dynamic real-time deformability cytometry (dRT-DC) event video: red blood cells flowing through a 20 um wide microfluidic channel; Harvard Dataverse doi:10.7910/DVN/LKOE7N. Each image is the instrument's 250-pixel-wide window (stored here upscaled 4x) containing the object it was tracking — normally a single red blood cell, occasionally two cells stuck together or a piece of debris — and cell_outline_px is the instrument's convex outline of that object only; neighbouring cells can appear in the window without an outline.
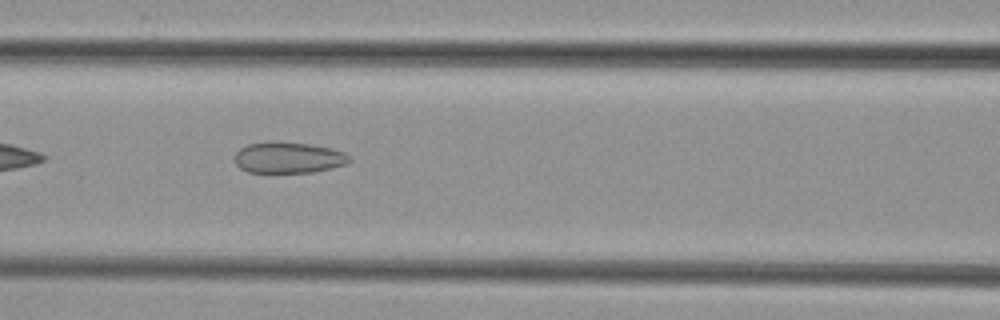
{"species": "common noctule bat (a hibernating species)", "species_latin": "Nyctalus noctula", "temperature_condition": "cold", "stored_images_in_passage": 7, "camera_frame_rate_fps": 3000, "um_per_image_px": 0.085, "animal": {"sex": "female", "body_mass_g": 29.2, "forearm_length_mm": 56.3}, "frame": {"image": 1, "passage_image": 3, "time_ms": 2.333, "image_size_px": [1000, 320], "cell_outline_px": [[352, 160], [348, 164], [332, 168], [312, 172], [248, 172], [240, 168], [236, 164], [236, 152], [240, 148], [248, 144], [312, 144], [332, 148], [344, 152], [352, 156]], "centroid_in_image_um": [24.61, 13.43], "position_along_channel_um": 142.0, "area_um2": 20.23}}
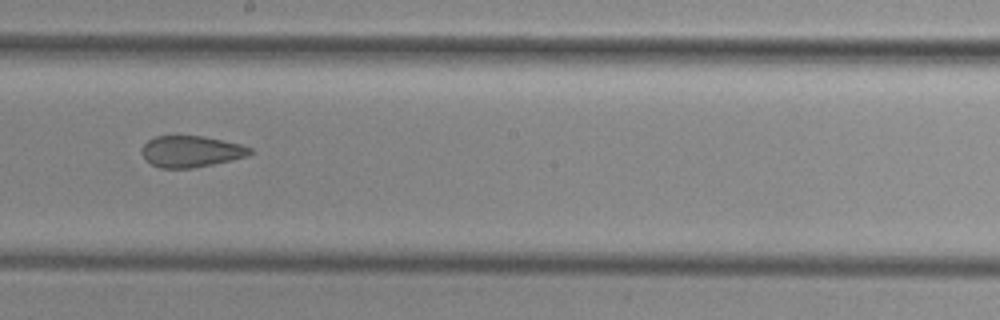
{"frame": {"image": 2, "passage_image": 5, "time_ms": 4.667, "image_size_px": [1000, 320], "cell_outline_px": [[252, 152], [248, 156], [212, 164], [192, 168], [160, 168], [152, 164], [140, 152], [144, 144], [148, 140], [156, 136], [200, 136], [240, 144], [252, 148]], "centroid_in_image_um": [16.23, 12.87], "position_along_channel_um": 232.0, "area_um2": 19.48}}
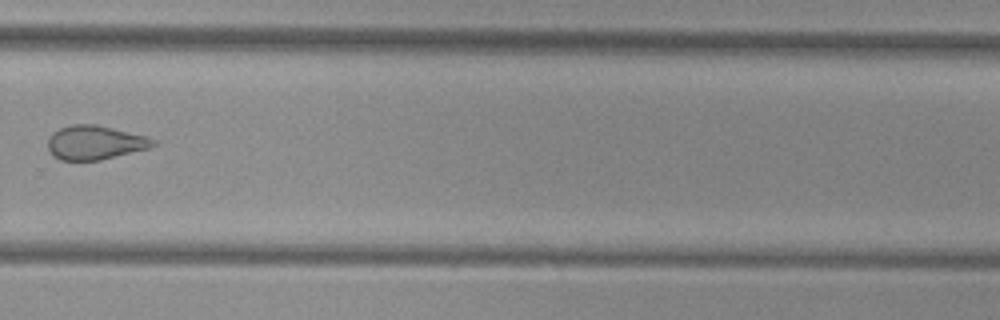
{"frame": {"image": 3, "passage_image": 7, "time_ms": 7.0, "image_size_px": [1000, 320], "cell_outline_px": [[156, 144], [152, 148], [100, 160], [60, 160], [52, 156], [48, 148], [48, 136], [52, 132], [60, 128], [72, 124], [96, 124], [148, 136], [156, 140]], "centroid_in_image_um": [8.09, 12.11], "position_along_channel_um": 321.7, "area_um2": 21.21}}